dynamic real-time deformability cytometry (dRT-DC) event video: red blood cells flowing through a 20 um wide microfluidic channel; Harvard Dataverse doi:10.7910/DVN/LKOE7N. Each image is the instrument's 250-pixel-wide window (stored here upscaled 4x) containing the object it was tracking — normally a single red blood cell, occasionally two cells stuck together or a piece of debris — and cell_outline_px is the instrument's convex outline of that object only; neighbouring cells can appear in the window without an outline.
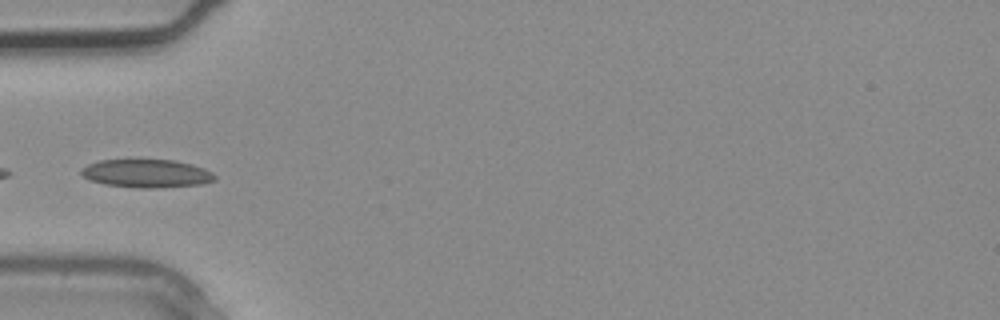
{"species": "common noctule bat (a hibernating species)", "species_latin": "Nyctalus noctula", "temperature_condition": "warm", "stored_images_in_passage": 3, "camera_frame_rate_fps": 3000, "um_per_image_px": 0.085, "animal": {"sex": "male", "body_mass_g": 20.4}, "frame": {"image": 1, "passage_image": 3, "time_ms": 0.667, "image_size_px": [1000, 320], "cell_outline_px": [[216, 180], [200, 184], [152, 188], [140, 188], [104, 184], [88, 180], [80, 172], [80, 168], [88, 164], [100, 160], [128, 156], [176, 160], [192, 164], [204, 168], [212, 172], [216, 176]], "centroid_in_image_um": [12.4, 14.68], "position_along_channel_um": 72.6, "area_um2": 23.06}}